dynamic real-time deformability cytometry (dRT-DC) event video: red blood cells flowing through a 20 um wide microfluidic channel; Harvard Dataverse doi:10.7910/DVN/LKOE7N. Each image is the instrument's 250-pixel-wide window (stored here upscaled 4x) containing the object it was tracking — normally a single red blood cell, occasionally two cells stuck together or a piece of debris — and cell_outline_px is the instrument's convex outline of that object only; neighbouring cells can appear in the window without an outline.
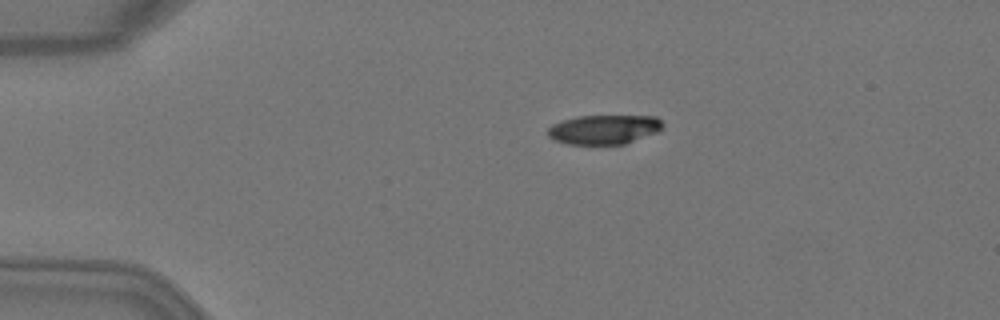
{"species": "Egyptian fruit bat (a non-hibernating species)", "species_latin": "Rousettus aegyptiacus", "temperature_condition": "warm", "stored_images_in_passage": 3, "camera_frame_rate_fps": 3000, "um_per_image_px": 0.085, "animal": {"sex": "female"}, "frame": {"image": 1, "passage_image": 2, "time_ms": 0.333, "image_size_px": [1000, 320], "cell_outline_px": [[664, 128], [656, 132], [624, 144], [568, 144], [552, 140], [548, 136], [548, 128], [552, 124], [560, 120], [576, 116], [656, 116], [664, 124]], "centroid_in_image_um": [51.31, 11.0], "position_along_channel_um": 33.7, "area_um2": 19.77}}